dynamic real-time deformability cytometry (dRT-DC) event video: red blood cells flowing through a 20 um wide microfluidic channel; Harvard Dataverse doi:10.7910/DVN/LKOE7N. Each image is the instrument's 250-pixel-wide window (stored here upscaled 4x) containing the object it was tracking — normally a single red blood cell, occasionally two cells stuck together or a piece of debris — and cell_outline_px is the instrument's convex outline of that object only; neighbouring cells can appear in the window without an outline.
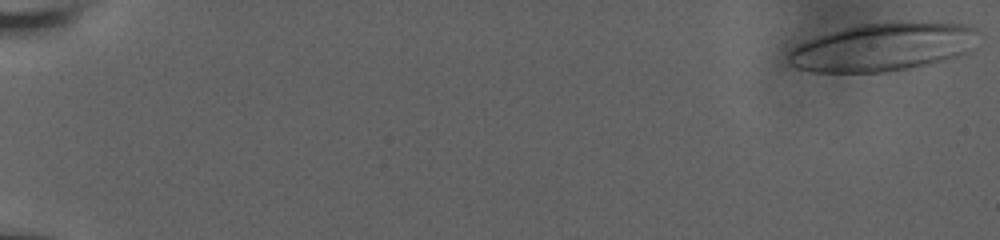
{"species": "human", "species_latin": "Homo sapiens", "temperature_condition": "room temperature", "stored_images_in_passage": 60, "camera_frame_rate_fps": 3000, "um_per_image_px": 0.085, "donor": {"sex": "male"}, "frame": {"image": 1, "passage_image": 1, "time_ms": 0.0, "image_size_px": [1000, 240], "cell_outline_px": [[976, 28], [968, 52], [944, 60], [884, 72], [812, 72], [796, 68], [788, 64], [788, 52], [792, 48], [800, 44], [820, 36], [844, 28], [860, 24], [896, 20], [964, 24]], "centroid_in_image_um": [74.99, 3.98], "position_along_channel_um": 10.0, "area_um2": 52.77}}
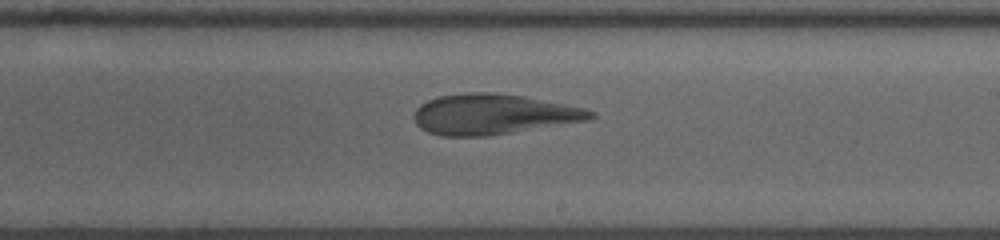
{"frame": {"image": 2, "passage_image": 38, "time_ms": 12.333, "image_size_px": [1000, 240], "cell_outline_px": [[596, 116], [584, 120], [512, 132], [484, 136], [440, 136], [428, 132], [420, 128], [416, 124], [412, 116], [416, 108], [420, 104], [428, 100], [440, 96], [468, 92], [496, 92], [524, 96], [584, 108], [596, 112]], "centroid_in_image_um": [41.85, 9.7], "position_along_channel_um": 247.2, "area_um2": 41.27}}
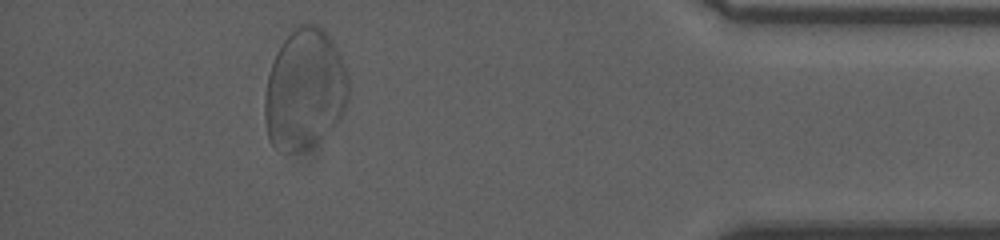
{"frame": {"image": 3, "passage_image": 55, "time_ms": 18.0, "image_size_px": [1000, 240], "cell_outline_px": [[348, 100], [336, 124], [320, 140], [308, 148], [300, 152], [284, 152], [272, 144], [268, 136], [264, 120], [264, 96], [268, 72], [276, 52], [284, 40], [300, 24], [316, 24], [332, 40], [340, 56], [348, 76]], "centroid_in_image_um": [25.87, 7.63], "position_along_channel_um": 409.3, "area_um2": 58.84}, "authors_computed_cell_mechanics": {"area_um2": 46.1244, "velocity_mm_per_s": 3.5981, "shape_relaxation_time_tau1_ms": null, "shape_relaxation_time_tau2_ms": 2.0355, "deformation_change_tau1": null, "deformation_change_tau2": 0.0966}}